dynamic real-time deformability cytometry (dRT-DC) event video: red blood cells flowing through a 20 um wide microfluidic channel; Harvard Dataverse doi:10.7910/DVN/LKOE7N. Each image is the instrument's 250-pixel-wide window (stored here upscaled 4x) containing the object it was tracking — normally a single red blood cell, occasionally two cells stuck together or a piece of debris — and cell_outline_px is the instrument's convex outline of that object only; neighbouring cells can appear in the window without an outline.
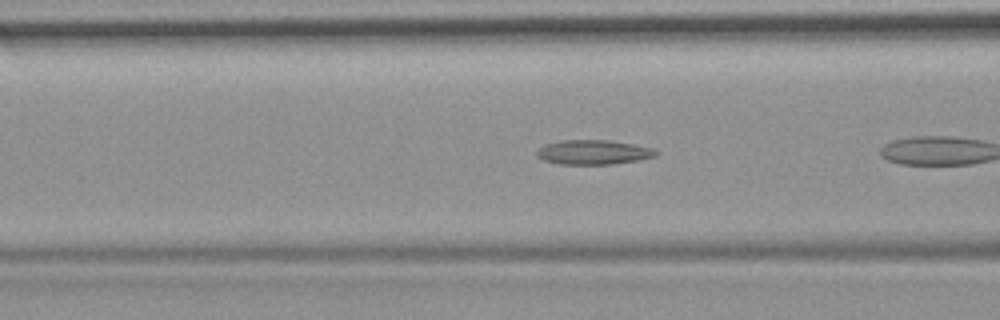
{"species": "common noctule bat (a hibernating species)", "species_latin": "Nyctalus noctula", "temperature_condition": "room temperature", "stored_images_in_passage": 7, "camera_frame_rate_fps": 3000, "um_per_image_px": 0.085, "animal": {"sex": "female", "body_mass_g": 19.9}, "frame": {"image": 1, "passage_image": 5, "time_ms": 1.333, "image_size_px": [1000, 320], "cell_outline_px": [[660, 152], [656, 156], [640, 160], [612, 164], [560, 164], [544, 160], [536, 156], [536, 152], [544, 144], [564, 140], [608, 140], [632, 144], [652, 148]], "centroid_in_image_um": [50.45, 12.94], "position_along_channel_um": 116.1, "area_um2": 16.99}}